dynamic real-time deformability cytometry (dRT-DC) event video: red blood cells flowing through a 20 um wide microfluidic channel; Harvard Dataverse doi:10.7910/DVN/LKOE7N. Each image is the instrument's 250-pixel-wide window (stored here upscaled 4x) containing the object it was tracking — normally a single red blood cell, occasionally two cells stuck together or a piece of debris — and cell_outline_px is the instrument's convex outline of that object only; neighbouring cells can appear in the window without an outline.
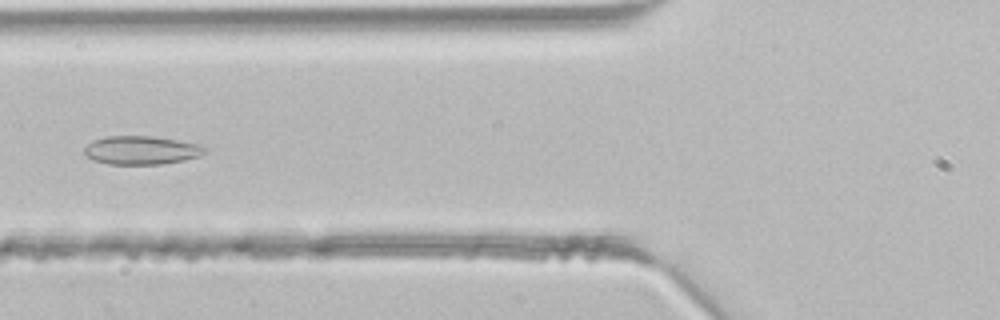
{"species": "common noctule bat (a hibernating species)", "species_latin": "Nyctalus noctula", "temperature_condition": "room temperature", "stored_images_in_passage": 42, "camera_frame_rate_fps": 3000, "um_per_image_px": 0.085, "animal": {"sex": "male", "body_mass_g": 21.5, "forearm_length_mm": 52.0}, "frame": {"image": 1, "passage_image": 16, "time_ms": 5.0, "image_size_px": [1000, 320], "cell_outline_px": [[208, 148], [200, 156], [184, 160], [160, 164], [108, 164], [92, 160], [84, 152], [84, 148], [92, 140], [104, 136], [152, 136], [204, 144]], "centroid_in_image_um": [12.04, 12.76], "position_along_channel_um": 113.8, "area_um2": 20.23}}
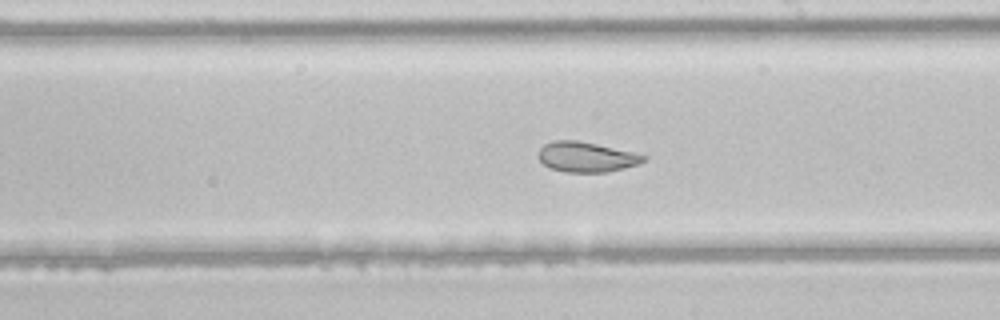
{"frame": {"image": 2, "passage_image": 24, "time_ms": 7.667, "image_size_px": [1000, 320], "cell_outline_px": [[648, 160], [640, 164], [608, 172], [564, 172], [548, 168], [540, 160], [540, 148], [544, 144], [556, 140], [576, 140], [596, 144], [632, 152], [648, 156]], "centroid_in_image_um": [49.87, 13.35], "position_along_channel_um": 239.1, "area_um2": 18.44}}
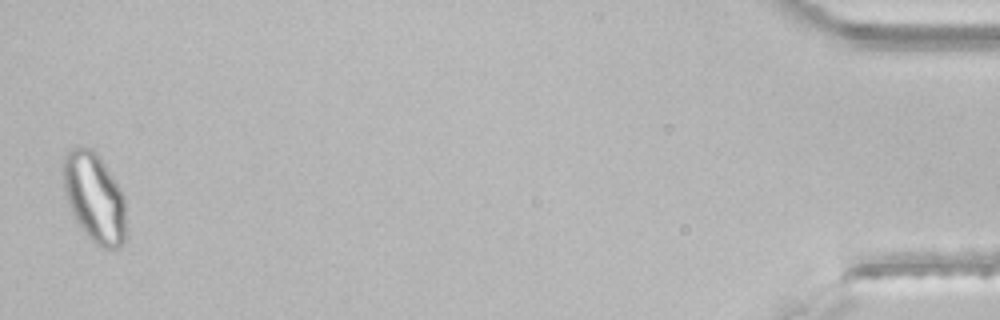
{"frame": {"image": 3, "passage_image": 42, "time_ms": 13.667, "image_size_px": [1000, 320], "cell_outline_px": [[128, 228], [124, 240], [120, 248], [104, 248], [96, 244], [84, 232], [76, 220], [64, 196], [64, 156], [76, 144], [80, 144], [92, 148], [100, 156], [120, 188], [124, 196]], "centroid_in_image_um": [8.06, 16.78], "position_along_channel_um": 427.1, "area_um2": 33.29}}